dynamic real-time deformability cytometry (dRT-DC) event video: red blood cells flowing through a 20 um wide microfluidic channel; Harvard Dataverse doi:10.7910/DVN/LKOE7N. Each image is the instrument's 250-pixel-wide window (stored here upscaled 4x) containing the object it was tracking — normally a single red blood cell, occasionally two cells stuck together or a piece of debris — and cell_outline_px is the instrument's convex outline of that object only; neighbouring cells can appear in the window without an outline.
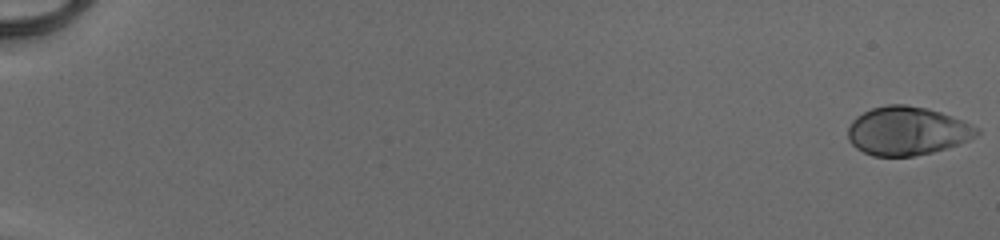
{"species": "human", "species_latin": "Homo sapiens", "temperature_condition": "cold", "stored_images_in_passage": 52, "camera_frame_rate_fps": 3000, "um_per_image_px": 0.085, "donor": {"sex": "male"}, "frame": {"image": 1, "passage_image": 1, "time_ms": 0.0, "image_size_px": [1000, 240], "cell_outline_px": [[980, 132], [976, 136], [968, 140], [932, 152], [912, 156], [872, 156], [856, 148], [848, 140], [848, 128], [852, 120], [856, 116], [872, 108], [888, 104], [904, 104], [928, 108], [964, 120], [980, 128]], "centroid_in_image_um": [77.1, 11.12], "position_along_channel_um": 7.9, "area_um2": 36.47}}
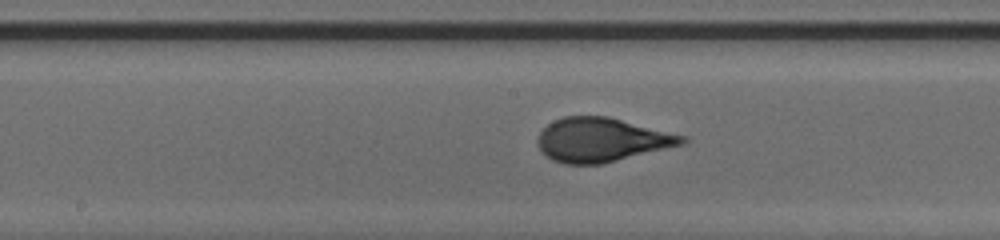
{"frame": {"image": 2, "passage_image": 30, "time_ms": 9.667, "image_size_px": [1000, 240], "cell_outline_px": [[688, 140], [684, 144], [604, 164], [564, 164], [552, 160], [540, 148], [540, 132], [552, 120], [564, 116], [608, 116], [688, 136]], "centroid_in_image_um": [51.2, 11.88], "position_along_channel_um": 197.0, "area_um2": 37.05}}
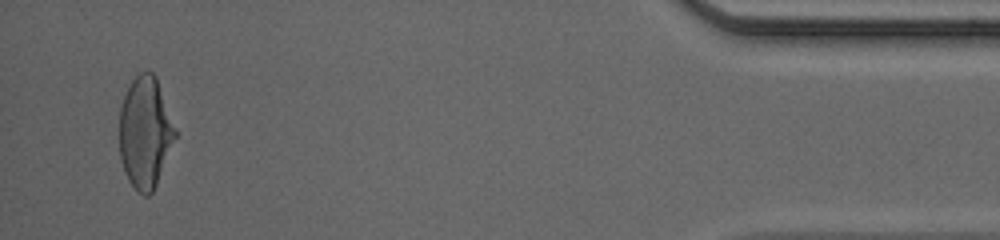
{"frame": {"image": 3, "passage_image": 51, "time_ms": 16.667, "image_size_px": [1000, 240], "cell_outline_px": [[176, 136], [156, 184], [152, 192], [148, 196], [144, 196], [128, 180], [124, 172], [120, 160], [120, 108], [124, 96], [132, 80], [140, 72], [152, 72], [156, 76], [176, 132]], "centroid_in_image_um": [12.32, 11.26], "position_along_channel_um": 422.9, "area_um2": 35.6}, "authors_computed_cell_mechanics": {"area_um2": 36.1828, "velocity_mm_per_s": 4.139, "shape_relaxation_time_tau1_ms": 4.0308, "shape_relaxation_time_tau2_ms": null, "deformation_change_tau1": 0.1848, "deformation_change_tau2": null}}